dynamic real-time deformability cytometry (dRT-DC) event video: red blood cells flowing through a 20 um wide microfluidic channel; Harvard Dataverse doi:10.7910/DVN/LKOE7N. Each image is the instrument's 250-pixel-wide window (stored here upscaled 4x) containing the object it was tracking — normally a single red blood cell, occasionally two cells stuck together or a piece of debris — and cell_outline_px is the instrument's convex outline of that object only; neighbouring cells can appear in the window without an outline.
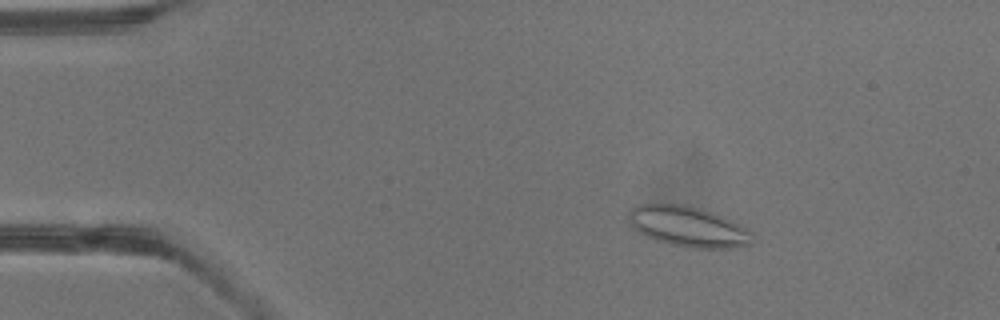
{"species": "common noctule bat (a hibernating species)", "species_latin": "Nyctalus noctula", "temperature_condition": "warm", "stored_images_in_passage": 4, "camera_frame_rate_fps": 3000, "um_per_image_px": 0.085, "animal": {"sex": "male", "body_mass_g": 13.3}, "frame": {"image": 1, "passage_image": 2, "time_ms": 0.333, "image_size_px": [1000, 320], "cell_outline_px": [[752, 244], [736, 248], [688, 248], [656, 240], [644, 236], [628, 220], [628, 212], [636, 204], [680, 204], [704, 208], [716, 212], [748, 228], [752, 232]], "centroid_in_image_um": [58.54, 19.25], "position_along_channel_um": 26.5, "area_um2": 29.54}}
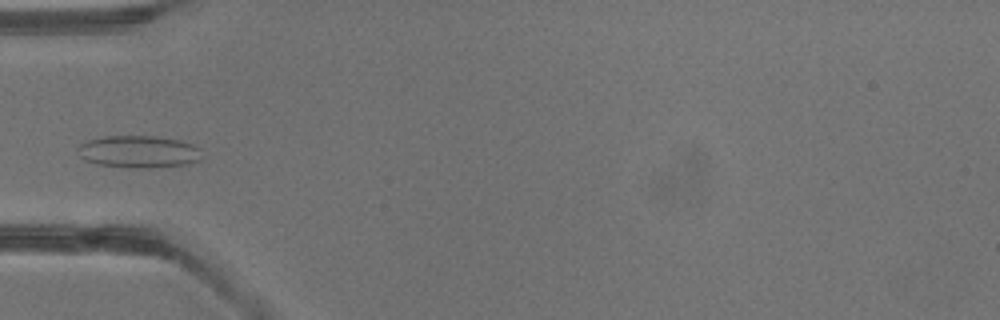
{"frame": {"image": 2, "passage_image": 4, "time_ms": 1.0, "image_size_px": [1000, 320], "cell_outline_px": [[200, 160], [188, 164], [152, 168], [136, 168], [100, 164], [84, 160], [80, 156], [76, 148], [80, 144], [88, 140], [104, 136], [156, 136], [180, 140], [192, 144], [200, 148]], "centroid_in_image_um": [11.79, 12.89], "position_along_channel_um": 73.2, "area_um2": 23.35}}